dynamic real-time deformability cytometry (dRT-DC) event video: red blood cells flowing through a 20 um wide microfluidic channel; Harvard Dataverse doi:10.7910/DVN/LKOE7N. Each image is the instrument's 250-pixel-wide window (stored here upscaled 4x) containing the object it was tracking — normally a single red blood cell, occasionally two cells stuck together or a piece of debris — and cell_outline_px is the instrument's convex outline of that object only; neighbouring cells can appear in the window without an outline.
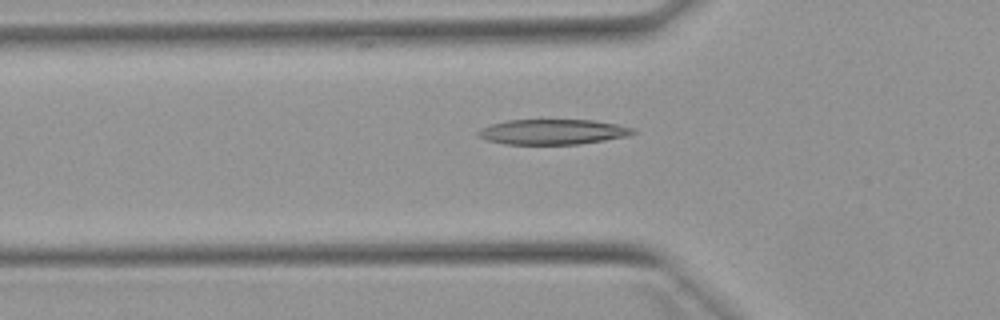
{"species": "Egyptian fruit bat (a non-hibernating species)", "species_latin": "Rousettus aegyptiacus", "temperature_condition": "warm", "stored_images_in_passage": 31, "camera_frame_rate_fps": 3000, "um_per_image_px": 0.085, "animal": {"sex": "female"}, "frame": {"image": 1, "passage_image": 8, "time_ms": 2.333, "image_size_px": [1000, 320], "cell_outline_px": [[636, 132], [632, 136], [580, 144], [504, 144], [488, 140], [476, 136], [476, 132], [480, 128], [492, 124], [508, 120], [592, 120], [616, 124], [636, 128]], "centroid_in_image_um": [47.02, 11.21], "position_along_channel_um": 78.8, "area_um2": 22.95}}
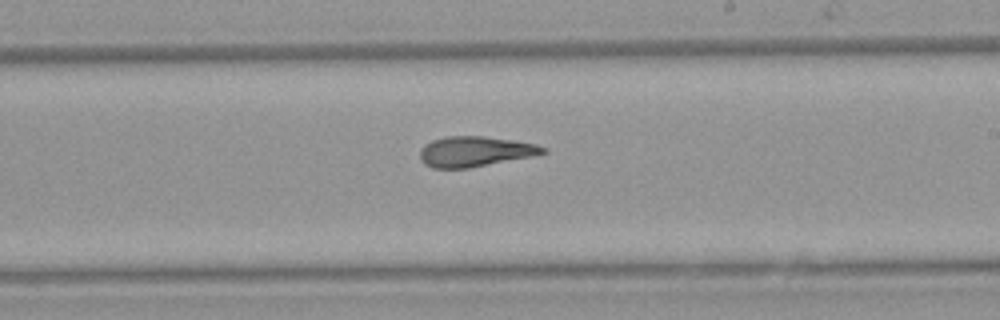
{"frame": {"image": 2, "passage_image": 21, "time_ms": 6.667, "image_size_px": [1000, 320], "cell_outline_px": [[548, 152], [532, 156], [468, 168], [432, 168], [424, 164], [420, 160], [420, 148], [424, 144], [432, 140], [448, 136], [484, 136], [512, 140], [536, 144], [548, 148]], "centroid_in_image_um": [40.36, 12.87], "position_along_channel_um": 248.6, "area_um2": 21.73}}
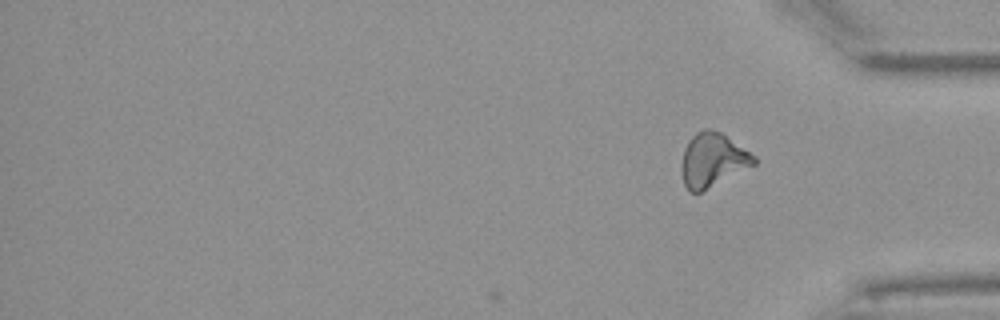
{"frame": {"image": 3, "passage_image": 31, "time_ms": 10.0, "image_size_px": [1000, 320], "cell_outline_px": [[756, 164], [700, 192], [688, 192], [684, 184], [680, 172], [680, 164], [684, 148], [688, 140], [696, 132], [704, 128], [708, 128], [720, 132], [756, 156]], "centroid_in_image_um": [60.53, 13.6], "position_along_channel_um": 374.7, "area_um2": 22.77}, "authors_computed_cell_mechanics": {"area_um2": 22.1952, "velocity_mm_per_s": 3.9074, "shape_relaxation_time_tau1_ms": 8.8503, "shape_relaxation_time_tau2_ms": 2.8436, "deformation_change_tau1": 0.2706, "deformation_change_tau2": 0.1265}}